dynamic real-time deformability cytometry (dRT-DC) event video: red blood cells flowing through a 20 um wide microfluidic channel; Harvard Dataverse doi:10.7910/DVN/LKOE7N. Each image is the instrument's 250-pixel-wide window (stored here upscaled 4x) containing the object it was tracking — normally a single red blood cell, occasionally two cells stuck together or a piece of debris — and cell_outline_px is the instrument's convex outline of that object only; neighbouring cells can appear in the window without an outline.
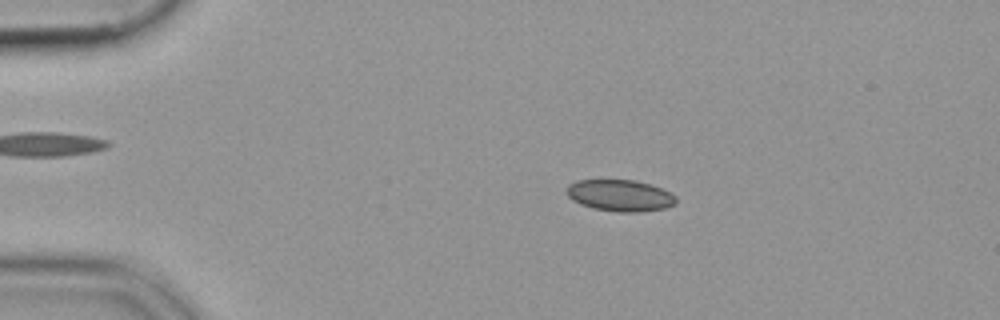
{"species": "common noctule bat (a hibernating species)", "species_latin": "Nyctalus noctula", "temperature_condition": "cold", "stored_images_in_passage": 53, "camera_frame_rate_fps": 3000, "um_per_image_px": 0.085, "animal": {"sex": "female", "body_mass_g": 19.9}, "frame": {"image": 1, "passage_image": 10, "time_ms": 3.0, "image_size_px": [1000, 320], "cell_outline_px": [[676, 204], [664, 208], [640, 212], [616, 212], [592, 208], [580, 204], [572, 200], [564, 192], [564, 188], [568, 184], [576, 180], [636, 180], [652, 184], [676, 196]], "centroid_in_image_um": [52.65, 16.61], "position_along_channel_um": 32.3, "area_um2": 20.4}}
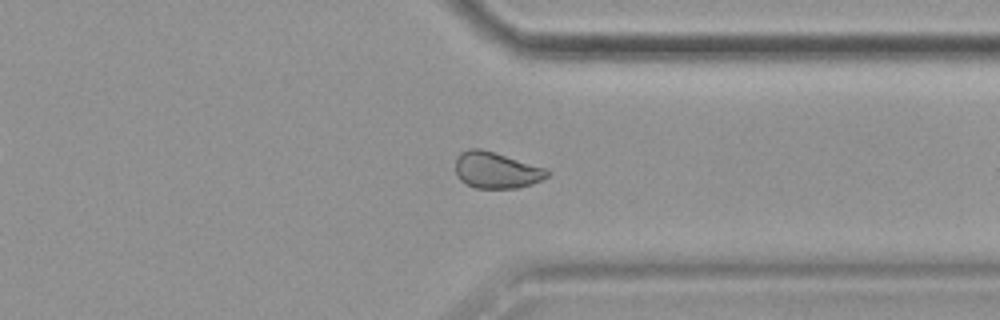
{"frame": {"image": 2, "passage_image": 41, "time_ms": 13.333, "image_size_px": [1000, 320], "cell_outline_px": [[552, 172], [548, 176], [532, 184], [516, 188], [476, 188], [460, 180], [456, 176], [456, 156], [460, 152], [468, 148], [480, 148], [544, 168]], "centroid_in_image_um": [42.15, 14.46], "position_along_channel_um": 369.3, "area_um2": 19.25}}
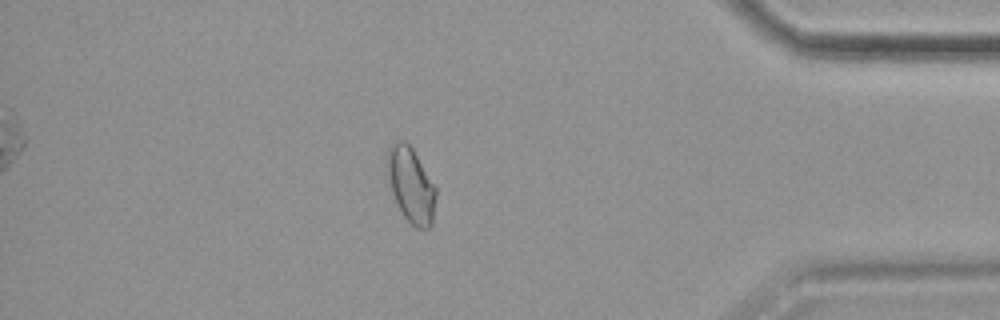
{"frame": {"image": 3, "passage_image": 46, "time_ms": 15.0, "image_size_px": [1000, 320], "cell_outline_px": [[436, 196], [432, 224], [428, 228], [416, 228], [404, 216], [392, 192], [384, 172], [388, 148], [396, 140], [404, 140], [412, 148], [436, 188]], "centroid_in_image_um": [34.89, 15.69], "position_along_channel_um": 400.3, "area_um2": 21.33}}